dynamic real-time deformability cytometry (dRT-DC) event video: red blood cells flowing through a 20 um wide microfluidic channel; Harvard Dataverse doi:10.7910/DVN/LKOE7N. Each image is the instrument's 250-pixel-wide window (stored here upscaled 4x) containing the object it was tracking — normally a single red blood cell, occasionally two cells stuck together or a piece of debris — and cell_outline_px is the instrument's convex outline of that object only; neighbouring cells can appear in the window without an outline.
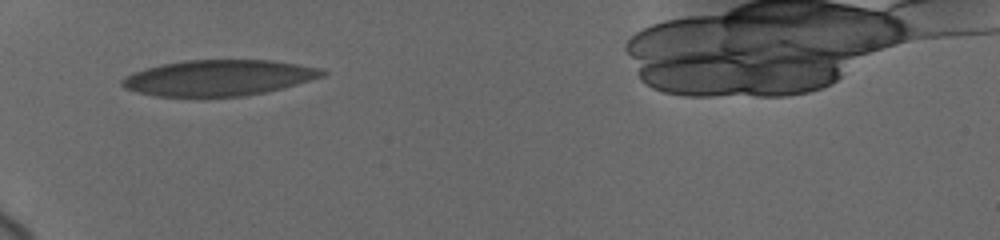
{"species": "human", "species_latin": "Homo sapiens", "temperature_condition": "cold", "stored_images_in_passage": 2, "camera_frame_rate_fps": 3000, "um_per_image_px": 0.085, "donor": {"sex": "female"}, "frame": {"image": 1, "passage_image": 1, "time_ms": 0.0, "image_size_px": [1000, 240], "cell_outline_px": [[328, 72], [324, 76], [284, 88], [244, 96], [156, 96], [136, 92], [124, 88], [120, 84], [120, 80], [124, 76], [160, 64], [184, 60], [272, 60], [324, 68]], "centroid_in_image_um": [18.61, 6.61], "position_along_channel_um": 66.4, "area_um2": 41.91}}